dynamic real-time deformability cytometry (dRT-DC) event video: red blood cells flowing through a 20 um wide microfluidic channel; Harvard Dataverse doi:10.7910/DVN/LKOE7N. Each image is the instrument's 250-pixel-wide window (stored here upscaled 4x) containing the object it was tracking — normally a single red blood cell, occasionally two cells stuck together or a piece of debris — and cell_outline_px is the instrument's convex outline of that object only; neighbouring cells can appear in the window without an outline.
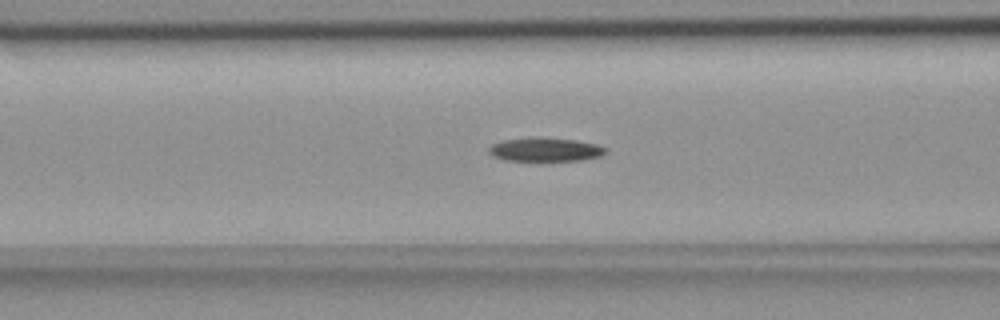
{"species": "common noctule bat (a hibernating species)", "species_latin": "Nyctalus noctula", "temperature_condition": "room temperature", "stored_images_in_passage": 52, "camera_frame_rate_fps": 3000, "um_per_image_px": 0.085, "animal": {"sex": "female", "body_mass_g": 18.4}, "frame": {"image": 1, "passage_image": 19, "time_ms": 6.0, "image_size_px": [1000, 320], "cell_outline_px": [[604, 152], [600, 156], [584, 160], [504, 160], [488, 152], [488, 148], [492, 144], [504, 140], [576, 140], [596, 144], [604, 148]], "centroid_in_image_um": [46.36, 12.76], "position_along_channel_um": 120.2, "area_um2": 14.91}}
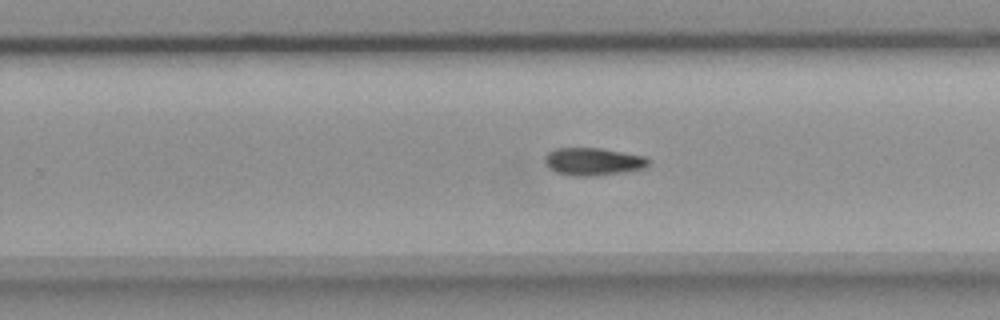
{"frame": {"image": 2, "passage_image": 32, "time_ms": 10.333, "image_size_px": [1000, 320], "cell_outline_px": [[648, 164], [644, 168], [624, 172], [596, 176], [572, 176], [556, 172], [548, 168], [544, 164], [544, 156], [548, 152], [556, 148], [600, 148], [644, 156], [648, 160]], "centroid_in_image_um": [50.35, 13.74], "position_along_channel_um": 279.4, "area_um2": 16.76}}
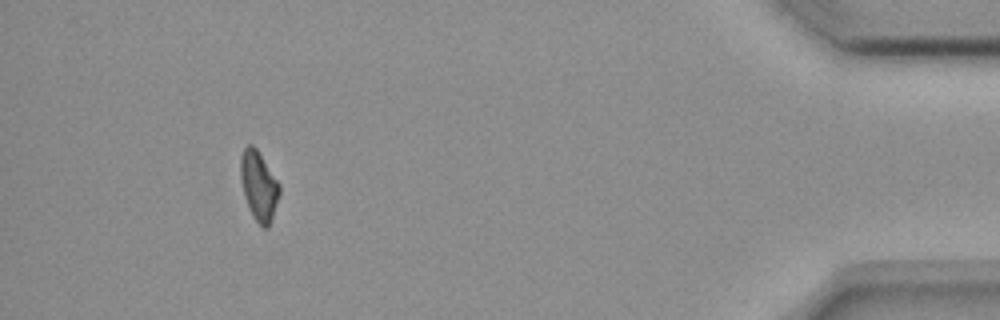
{"frame": {"image": 3, "passage_image": 48, "time_ms": 15.667, "image_size_px": [1000, 320], "cell_outline_px": [[280, 192], [268, 228], [264, 228], [252, 216], [244, 196], [240, 176], [240, 156], [244, 148], [248, 144], [252, 144], [256, 148], [280, 184]], "centroid_in_image_um": [21.98, 15.77], "position_along_channel_um": 413.2, "area_um2": 15.55}}